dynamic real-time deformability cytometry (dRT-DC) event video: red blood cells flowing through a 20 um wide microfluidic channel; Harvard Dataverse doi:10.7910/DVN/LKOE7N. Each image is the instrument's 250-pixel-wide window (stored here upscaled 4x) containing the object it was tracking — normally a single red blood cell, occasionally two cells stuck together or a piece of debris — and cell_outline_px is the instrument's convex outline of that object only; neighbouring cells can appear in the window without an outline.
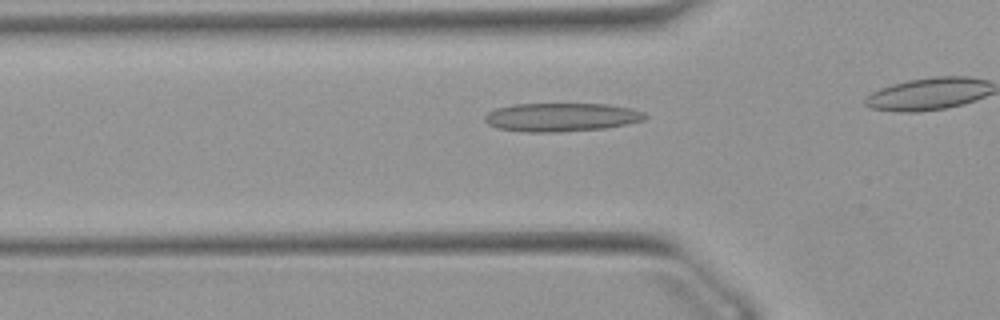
{"species": "Egyptian fruit bat (a non-hibernating species)", "species_latin": "Rousettus aegyptiacus", "temperature_condition": "warm", "stored_images_in_passage": 37, "camera_frame_rate_fps": 3000, "um_per_image_px": 0.085, "animal": {"sex": "female"}, "frame": {"image": 1, "passage_image": 13, "time_ms": 4.0, "image_size_px": [1000, 320], "cell_outline_px": [[648, 116], [644, 120], [628, 124], [604, 128], [560, 132], [524, 132], [496, 128], [488, 124], [484, 120], [484, 116], [488, 112], [496, 108], [512, 104], [608, 104], [632, 108], [644, 112]], "centroid_in_image_um": [47.71, 9.96], "position_along_channel_um": 78.1, "area_um2": 26.88}}
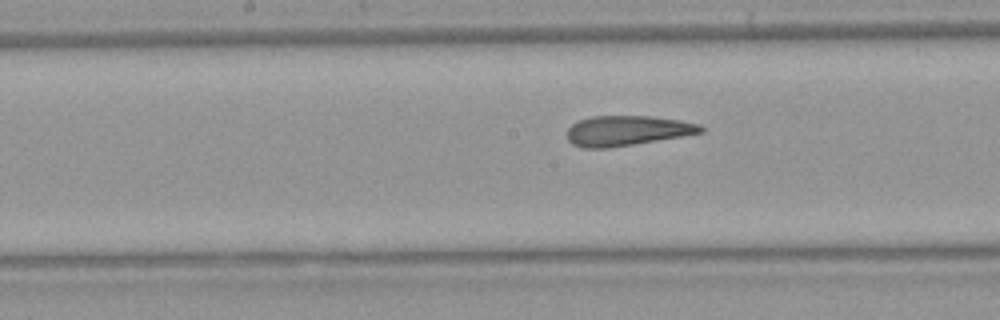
{"frame": {"image": 2, "passage_image": 22, "time_ms": 7.0, "image_size_px": [1000, 320], "cell_outline_px": [[704, 132], [684, 136], [612, 148], [584, 148], [572, 144], [568, 140], [568, 128], [572, 124], [580, 120], [592, 116], [652, 116], [680, 120], [700, 124], [704, 128]], "centroid_in_image_um": [53.33, 11.11], "position_along_channel_um": 194.9, "area_um2": 23.58}}
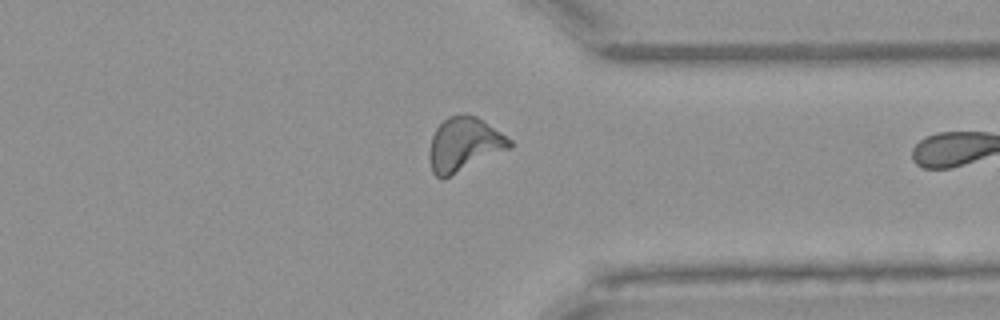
{"frame": {"image": 3, "passage_image": 36, "time_ms": 11.667, "image_size_px": [1000, 320], "cell_outline_px": [[512, 148], [444, 180], [440, 180], [432, 172], [428, 156], [428, 152], [432, 136], [436, 128], [448, 116], [464, 112], [476, 116], [484, 120], [512, 140]], "centroid_in_image_um": [39.45, 12.29], "position_along_channel_um": 372.0, "area_um2": 25.95}}